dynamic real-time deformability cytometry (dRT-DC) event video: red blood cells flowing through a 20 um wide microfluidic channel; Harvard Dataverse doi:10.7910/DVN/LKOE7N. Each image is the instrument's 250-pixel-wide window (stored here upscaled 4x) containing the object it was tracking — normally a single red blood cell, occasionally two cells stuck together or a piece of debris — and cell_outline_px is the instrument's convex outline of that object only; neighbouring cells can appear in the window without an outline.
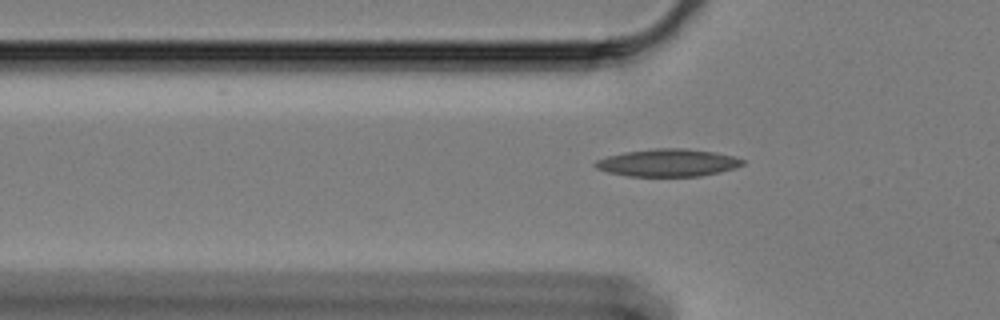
{"species": "Egyptian fruit bat (a non-hibernating species)", "species_latin": "Rousettus aegyptiacus", "temperature_condition": "cold", "stored_images_in_passage": 45, "camera_frame_rate_fps": 3000, "um_per_image_px": 0.085, "animal": {"sex": "female"}, "frame": {"image": 1, "passage_image": 12, "time_ms": 3.667, "image_size_px": [1000, 320], "cell_outline_px": [[744, 164], [736, 168], [720, 172], [700, 176], [628, 176], [608, 172], [596, 168], [592, 164], [596, 160], [608, 156], [624, 152], [656, 148], [684, 148], [716, 152], [732, 156], [744, 160]], "centroid_in_image_um": [56.77, 13.83], "position_along_channel_um": 69.0, "area_um2": 23.64}}
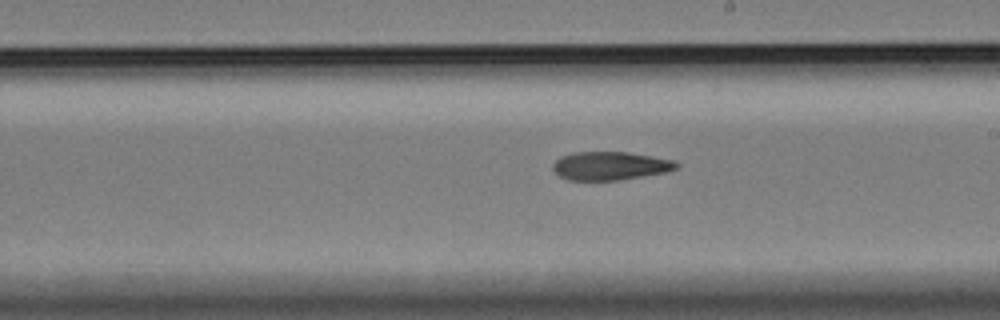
{"frame": {"image": 2, "passage_image": 27, "time_ms": 8.667, "image_size_px": [1000, 320], "cell_outline_px": [[680, 164], [676, 168], [668, 172], [620, 180], [568, 180], [560, 176], [552, 168], [552, 164], [560, 156], [572, 152], [628, 152], [672, 160]], "centroid_in_image_um": [51.85, 14.1], "position_along_channel_um": 237.2, "area_um2": 20.46}}
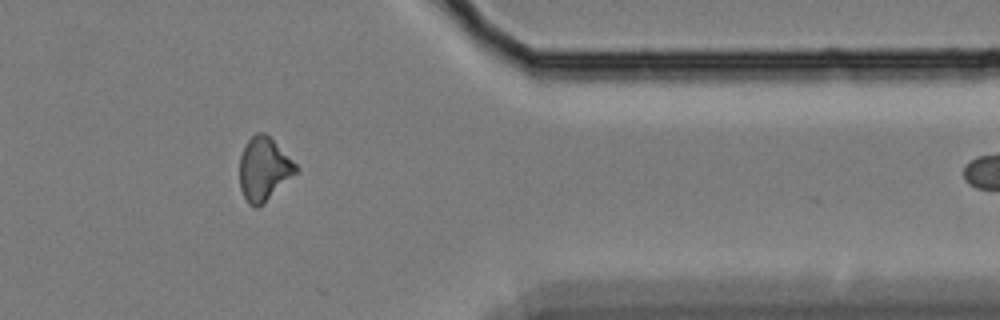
{"frame": {"image": 3, "passage_image": 42, "time_ms": 13.667, "image_size_px": [1000, 320], "cell_outline_px": [[296, 172], [256, 208], [248, 204], [240, 188], [240, 156], [248, 140], [256, 132], [264, 132], [296, 164]], "centroid_in_image_um": [22.38, 14.34], "position_along_channel_um": 389.0, "area_um2": 19.88}}